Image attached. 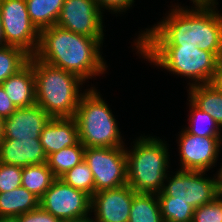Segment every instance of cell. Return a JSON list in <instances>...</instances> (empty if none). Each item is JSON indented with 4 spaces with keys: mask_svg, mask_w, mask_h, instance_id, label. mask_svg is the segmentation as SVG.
<instances>
[{
    "mask_svg": "<svg viewBox=\"0 0 222 222\" xmlns=\"http://www.w3.org/2000/svg\"><path fill=\"white\" fill-rule=\"evenodd\" d=\"M190 125L185 130L197 136L202 137H222L221 127L217 122L206 112L201 111L189 100Z\"/></svg>",
    "mask_w": 222,
    "mask_h": 222,
    "instance_id": "25",
    "label": "cell"
},
{
    "mask_svg": "<svg viewBox=\"0 0 222 222\" xmlns=\"http://www.w3.org/2000/svg\"><path fill=\"white\" fill-rule=\"evenodd\" d=\"M97 7L101 10L104 11L103 9L106 10H111V12L115 13H120V12H125L128 10L132 5L134 4V0H95ZM103 8V9H102Z\"/></svg>",
    "mask_w": 222,
    "mask_h": 222,
    "instance_id": "31",
    "label": "cell"
},
{
    "mask_svg": "<svg viewBox=\"0 0 222 222\" xmlns=\"http://www.w3.org/2000/svg\"><path fill=\"white\" fill-rule=\"evenodd\" d=\"M103 12L95 0H64L57 26L92 38H104Z\"/></svg>",
    "mask_w": 222,
    "mask_h": 222,
    "instance_id": "11",
    "label": "cell"
},
{
    "mask_svg": "<svg viewBox=\"0 0 222 222\" xmlns=\"http://www.w3.org/2000/svg\"><path fill=\"white\" fill-rule=\"evenodd\" d=\"M128 222H164L157 194L136 192Z\"/></svg>",
    "mask_w": 222,
    "mask_h": 222,
    "instance_id": "21",
    "label": "cell"
},
{
    "mask_svg": "<svg viewBox=\"0 0 222 222\" xmlns=\"http://www.w3.org/2000/svg\"><path fill=\"white\" fill-rule=\"evenodd\" d=\"M189 100L201 111L209 114L222 128V91L211 83L189 87Z\"/></svg>",
    "mask_w": 222,
    "mask_h": 222,
    "instance_id": "18",
    "label": "cell"
},
{
    "mask_svg": "<svg viewBox=\"0 0 222 222\" xmlns=\"http://www.w3.org/2000/svg\"><path fill=\"white\" fill-rule=\"evenodd\" d=\"M103 39L77 34L54 25L40 31L39 45L34 56L86 81L107 70L108 66L100 52Z\"/></svg>",
    "mask_w": 222,
    "mask_h": 222,
    "instance_id": "2",
    "label": "cell"
},
{
    "mask_svg": "<svg viewBox=\"0 0 222 222\" xmlns=\"http://www.w3.org/2000/svg\"><path fill=\"white\" fill-rule=\"evenodd\" d=\"M23 49L5 45L0 47V85L22 69L30 59Z\"/></svg>",
    "mask_w": 222,
    "mask_h": 222,
    "instance_id": "24",
    "label": "cell"
},
{
    "mask_svg": "<svg viewBox=\"0 0 222 222\" xmlns=\"http://www.w3.org/2000/svg\"><path fill=\"white\" fill-rule=\"evenodd\" d=\"M189 9L173 5L163 20L146 28L135 39L136 46H198L222 56V14L218 2L193 3Z\"/></svg>",
    "mask_w": 222,
    "mask_h": 222,
    "instance_id": "1",
    "label": "cell"
},
{
    "mask_svg": "<svg viewBox=\"0 0 222 222\" xmlns=\"http://www.w3.org/2000/svg\"><path fill=\"white\" fill-rule=\"evenodd\" d=\"M193 3H208V2H216V0H190Z\"/></svg>",
    "mask_w": 222,
    "mask_h": 222,
    "instance_id": "39",
    "label": "cell"
},
{
    "mask_svg": "<svg viewBox=\"0 0 222 222\" xmlns=\"http://www.w3.org/2000/svg\"><path fill=\"white\" fill-rule=\"evenodd\" d=\"M137 53L157 67L171 74L185 76L191 80L189 87L211 83L217 67L218 57L198 46H135Z\"/></svg>",
    "mask_w": 222,
    "mask_h": 222,
    "instance_id": "5",
    "label": "cell"
},
{
    "mask_svg": "<svg viewBox=\"0 0 222 222\" xmlns=\"http://www.w3.org/2000/svg\"><path fill=\"white\" fill-rule=\"evenodd\" d=\"M90 215H87L82 218L72 219V220H66L63 222H96L95 219L89 217Z\"/></svg>",
    "mask_w": 222,
    "mask_h": 222,
    "instance_id": "34",
    "label": "cell"
},
{
    "mask_svg": "<svg viewBox=\"0 0 222 222\" xmlns=\"http://www.w3.org/2000/svg\"><path fill=\"white\" fill-rule=\"evenodd\" d=\"M0 162L20 167L47 162L40 139H3L0 142Z\"/></svg>",
    "mask_w": 222,
    "mask_h": 222,
    "instance_id": "15",
    "label": "cell"
},
{
    "mask_svg": "<svg viewBox=\"0 0 222 222\" xmlns=\"http://www.w3.org/2000/svg\"><path fill=\"white\" fill-rule=\"evenodd\" d=\"M39 205L62 221L90 215L91 197L56 178L39 199Z\"/></svg>",
    "mask_w": 222,
    "mask_h": 222,
    "instance_id": "10",
    "label": "cell"
},
{
    "mask_svg": "<svg viewBox=\"0 0 222 222\" xmlns=\"http://www.w3.org/2000/svg\"><path fill=\"white\" fill-rule=\"evenodd\" d=\"M205 175L206 171L179 169L174 176L167 175L162 192L172 197V201L187 202L196 209L212 202L221 193L217 174L213 178Z\"/></svg>",
    "mask_w": 222,
    "mask_h": 222,
    "instance_id": "7",
    "label": "cell"
},
{
    "mask_svg": "<svg viewBox=\"0 0 222 222\" xmlns=\"http://www.w3.org/2000/svg\"><path fill=\"white\" fill-rule=\"evenodd\" d=\"M155 136L136 138L127 150V184L138 193L158 194L164 187L169 168V146Z\"/></svg>",
    "mask_w": 222,
    "mask_h": 222,
    "instance_id": "4",
    "label": "cell"
},
{
    "mask_svg": "<svg viewBox=\"0 0 222 222\" xmlns=\"http://www.w3.org/2000/svg\"><path fill=\"white\" fill-rule=\"evenodd\" d=\"M74 119L85 148L123 147L124 142L112 110L95 87L84 90Z\"/></svg>",
    "mask_w": 222,
    "mask_h": 222,
    "instance_id": "6",
    "label": "cell"
},
{
    "mask_svg": "<svg viewBox=\"0 0 222 222\" xmlns=\"http://www.w3.org/2000/svg\"><path fill=\"white\" fill-rule=\"evenodd\" d=\"M17 108L8 98L4 88L0 85V117L9 118Z\"/></svg>",
    "mask_w": 222,
    "mask_h": 222,
    "instance_id": "32",
    "label": "cell"
},
{
    "mask_svg": "<svg viewBox=\"0 0 222 222\" xmlns=\"http://www.w3.org/2000/svg\"><path fill=\"white\" fill-rule=\"evenodd\" d=\"M21 182L22 167L0 162V193L20 187Z\"/></svg>",
    "mask_w": 222,
    "mask_h": 222,
    "instance_id": "29",
    "label": "cell"
},
{
    "mask_svg": "<svg viewBox=\"0 0 222 222\" xmlns=\"http://www.w3.org/2000/svg\"><path fill=\"white\" fill-rule=\"evenodd\" d=\"M135 194L128 184L98 191L91 197L90 212L96 222H128Z\"/></svg>",
    "mask_w": 222,
    "mask_h": 222,
    "instance_id": "13",
    "label": "cell"
},
{
    "mask_svg": "<svg viewBox=\"0 0 222 222\" xmlns=\"http://www.w3.org/2000/svg\"><path fill=\"white\" fill-rule=\"evenodd\" d=\"M5 46L3 30H2V23H1V16H0V47Z\"/></svg>",
    "mask_w": 222,
    "mask_h": 222,
    "instance_id": "38",
    "label": "cell"
},
{
    "mask_svg": "<svg viewBox=\"0 0 222 222\" xmlns=\"http://www.w3.org/2000/svg\"><path fill=\"white\" fill-rule=\"evenodd\" d=\"M56 179L46 163L22 167L21 186L32 192L39 199Z\"/></svg>",
    "mask_w": 222,
    "mask_h": 222,
    "instance_id": "22",
    "label": "cell"
},
{
    "mask_svg": "<svg viewBox=\"0 0 222 222\" xmlns=\"http://www.w3.org/2000/svg\"><path fill=\"white\" fill-rule=\"evenodd\" d=\"M51 117L37 104L17 108L4 120V139H40Z\"/></svg>",
    "mask_w": 222,
    "mask_h": 222,
    "instance_id": "14",
    "label": "cell"
},
{
    "mask_svg": "<svg viewBox=\"0 0 222 222\" xmlns=\"http://www.w3.org/2000/svg\"><path fill=\"white\" fill-rule=\"evenodd\" d=\"M85 146L79 142L73 146L62 148L47 156V166L56 178H60L68 170L84 160Z\"/></svg>",
    "mask_w": 222,
    "mask_h": 222,
    "instance_id": "23",
    "label": "cell"
},
{
    "mask_svg": "<svg viewBox=\"0 0 222 222\" xmlns=\"http://www.w3.org/2000/svg\"><path fill=\"white\" fill-rule=\"evenodd\" d=\"M1 85L16 108L36 104L35 75L30 62Z\"/></svg>",
    "mask_w": 222,
    "mask_h": 222,
    "instance_id": "17",
    "label": "cell"
},
{
    "mask_svg": "<svg viewBox=\"0 0 222 222\" xmlns=\"http://www.w3.org/2000/svg\"><path fill=\"white\" fill-rule=\"evenodd\" d=\"M178 139L180 170L209 171L215 167L222 137L197 136L183 129Z\"/></svg>",
    "mask_w": 222,
    "mask_h": 222,
    "instance_id": "12",
    "label": "cell"
},
{
    "mask_svg": "<svg viewBox=\"0 0 222 222\" xmlns=\"http://www.w3.org/2000/svg\"><path fill=\"white\" fill-rule=\"evenodd\" d=\"M78 126L74 117L51 118L40 134L46 156L79 143Z\"/></svg>",
    "mask_w": 222,
    "mask_h": 222,
    "instance_id": "16",
    "label": "cell"
},
{
    "mask_svg": "<svg viewBox=\"0 0 222 222\" xmlns=\"http://www.w3.org/2000/svg\"><path fill=\"white\" fill-rule=\"evenodd\" d=\"M26 4L32 23L41 31L56 25L64 0H26Z\"/></svg>",
    "mask_w": 222,
    "mask_h": 222,
    "instance_id": "20",
    "label": "cell"
},
{
    "mask_svg": "<svg viewBox=\"0 0 222 222\" xmlns=\"http://www.w3.org/2000/svg\"><path fill=\"white\" fill-rule=\"evenodd\" d=\"M164 222H192L194 208L187 202L172 201L162 191L157 194Z\"/></svg>",
    "mask_w": 222,
    "mask_h": 222,
    "instance_id": "26",
    "label": "cell"
},
{
    "mask_svg": "<svg viewBox=\"0 0 222 222\" xmlns=\"http://www.w3.org/2000/svg\"><path fill=\"white\" fill-rule=\"evenodd\" d=\"M85 148L84 161L92 171L95 193L127 184L126 147Z\"/></svg>",
    "mask_w": 222,
    "mask_h": 222,
    "instance_id": "9",
    "label": "cell"
},
{
    "mask_svg": "<svg viewBox=\"0 0 222 222\" xmlns=\"http://www.w3.org/2000/svg\"><path fill=\"white\" fill-rule=\"evenodd\" d=\"M4 118L0 117V142L4 139Z\"/></svg>",
    "mask_w": 222,
    "mask_h": 222,
    "instance_id": "36",
    "label": "cell"
},
{
    "mask_svg": "<svg viewBox=\"0 0 222 222\" xmlns=\"http://www.w3.org/2000/svg\"><path fill=\"white\" fill-rule=\"evenodd\" d=\"M29 62L33 66L36 87V104L51 118L74 117L85 81L77 75L51 66L35 56ZM80 88V89H79Z\"/></svg>",
    "mask_w": 222,
    "mask_h": 222,
    "instance_id": "3",
    "label": "cell"
},
{
    "mask_svg": "<svg viewBox=\"0 0 222 222\" xmlns=\"http://www.w3.org/2000/svg\"><path fill=\"white\" fill-rule=\"evenodd\" d=\"M0 16L5 45L19 47L34 56L40 31L28 15L26 0H0Z\"/></svg>",
    "mask_w": 222,
    "mask_h": 222,
    "instance_id": "8",
    "label": "cell"
},
{
    "mask_svg": "<svg viewBox=\"0 0 222 222\" xmlns=\"http://www.w3.org/2000/svg\"><path fill=\"white\" fill-rule=\"evenodd\" d=\"M18 217L19 222H63L61 219L54 217L51 213L46 212L40 205L34 210Z\"/></svg>",
    "mask_w": 222,
    "mask_h": 222,
    "instance_id": "30",
    "label": "cell"
},
{
    "mask_svg": "<svg viewBox=\"0 0 222 222\" xmlns=\"http://www.w3.org/2000/svg\"><path fill=\"white\" fill-rule=\"evenodd\" d=\"M0 222H19V217H14V216L0 217Z\"/></svg>",
    "mask_w": 222,
    "mask_h": 222,
    "instance_id": "35",
    "label": "cell"
},
{
    "mask_svg": "<svg viewBox=\"0 0 222 222\" xmlns=\"http://www.w3.org/2000/svg\"><path fill=\"white\" fill-rule=\"evenodd\" d=\"M211 84L222 91V56L218 59L215 75Z\"/></svg>",
    "mask_w": 222,
    "mask_h": 222,
    "instance_id": "33",
    "label": "cell"
},
{
    "mask_svg": "<svg viewBox=\"0 0 222 222\" xmlns=\"http://www.w3.org/2000/svg\"><path fill=\"white\" fill-rule=\"evenodd\" d=\"M192 222H222V196L194 209Z\"/></svg>",
    "mask_w": 222,
    "mask_h": 222,
    "instance_id": "28",
    "label": "cell"
},
{
    "mask_svg": "<svg viewBox=\"0 0 222 222\" xmlns=\"http://www.w3.org/2000/svg\"><path fill=\"white\" fill-rule=\"evenodd\" d=\"M39 206V198L25 187L0 193V217H18Z\"/></svg>",
    "mask_w": 222,
    "mask_h": 222,
    "instance_id": "19",
    "label": "cell"
},
{
    "mask_svg": "<svg viewBox=\"0 0 222 222\" xmlns=\"http://www.w3.org/2000/svg\"><path fill=\"white\" fill-rule=\"evenodd\" d=\"M60 179L73 188L85 192L90 197L95 193L93 174L84 160L64 173Z\"/></svg>",
    "mask_w": 222,
    "mask_h": 222,
    "instance_id": "27",
    "label": "cell"
},
{
    "mask_svg": "<svg viewBox=\"0 0 222 222\" xmlns=\"http://www.w3.org/2000/svg\"><path fill=\"white\" fill-rule=\"evenodd\" d=\"M220 167L221 168L219 169V171L216 174H217V178H218V182H219V188H220V191L222 192V166H220Z\"/></svg>",
    "mask_w": 222,
    "mask_h": 222,
    "instance_id": "37",
    "label": "cell"
}]
</instances>
